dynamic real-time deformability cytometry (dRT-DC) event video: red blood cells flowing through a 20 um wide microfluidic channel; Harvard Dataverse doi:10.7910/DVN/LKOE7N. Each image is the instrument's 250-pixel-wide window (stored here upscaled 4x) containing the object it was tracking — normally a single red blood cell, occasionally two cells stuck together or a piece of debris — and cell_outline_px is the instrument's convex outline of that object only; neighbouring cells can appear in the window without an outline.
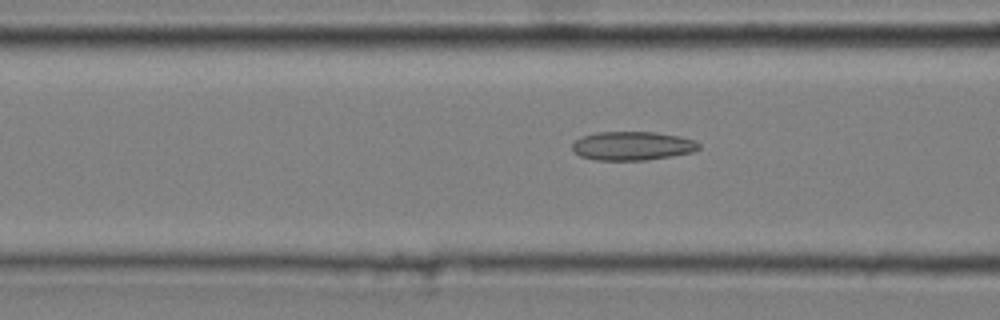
{"species": "common noctule bat (a hibernating species)", "species_latin": "Nyctalus noctula", "temperature_condition": "cold", "stored_images_in_passage": 30, "camera_frame_rate_fps": 3000, "um_per_image_px": 0.085, "animal": {"sex": "male", "body_mass_g": 20.4}, "frame": {"image": 1, "passage_image": 19, "time_ms": 6.0, "image_size_px": [1000, 320], "cell_outline_px": [[700, 148], [692, 152], [644, 160], [596, 160], [580, 156], [572, 148], [572, 144], [580, 136], [596, 132], [656, 132], [680, 136], [696, 140], [700, 144]], "centroid_in_image_um": [53.75, 12.38], "position_along_channel_um": 112.9, "area_um2": 21.21}}
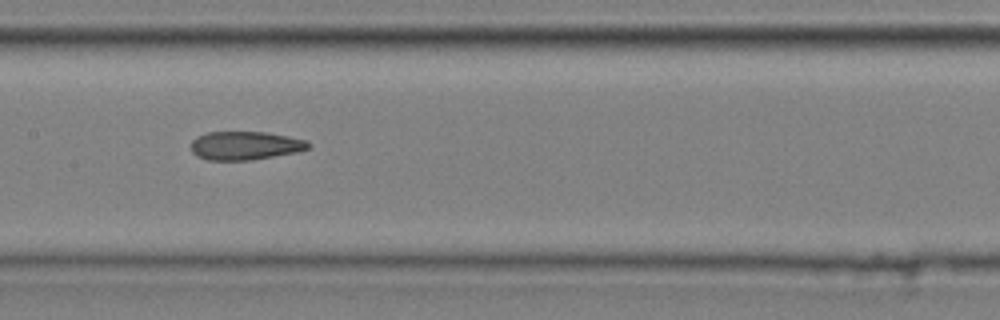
{"frame": {"image": 2, "passage_image": 25, "time_ms": 8.0, "image_size_px": [1000, 320], "cell_outline_px": [[312, 144], [308, 148], [296, 152], [252, 160], [208, 160], [196, 156], [192, 152], [192, 140], [196, 136], [208, 132], [268, 132], [308, 140]], "centroid_in_image_um": [20.85, 12.37], "position_along_channel_um": 186.6, "area_um2": 19.59}}
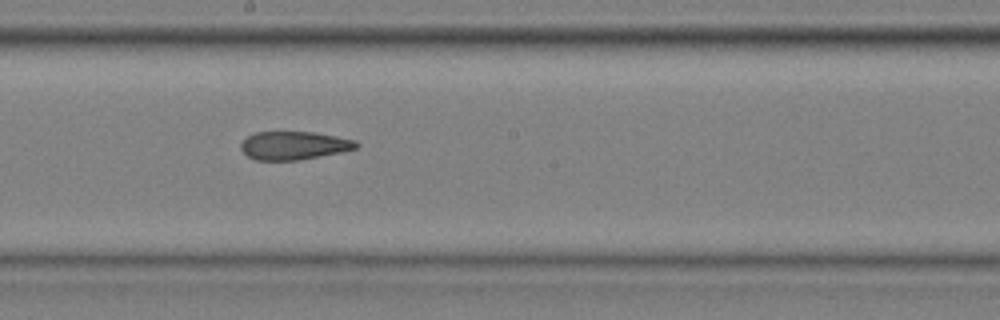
{"frame": {"image": 3, "passage_image": 28, "time_ms": 9.0, "image_size_px": [1000, 320], "cell_outline_px": [[360, 144], [356, 148], [340, 152], [296, 160], [256, 160], [248, 156], [240, 148], [240, 144], [248, 136], [256, 132], [312, 132], [336, 136], [356, 140]], "centroid_in_image_um": [24.98, 12.36], "position_along_channel_um": 223.2, "area_um2": 18.79}}